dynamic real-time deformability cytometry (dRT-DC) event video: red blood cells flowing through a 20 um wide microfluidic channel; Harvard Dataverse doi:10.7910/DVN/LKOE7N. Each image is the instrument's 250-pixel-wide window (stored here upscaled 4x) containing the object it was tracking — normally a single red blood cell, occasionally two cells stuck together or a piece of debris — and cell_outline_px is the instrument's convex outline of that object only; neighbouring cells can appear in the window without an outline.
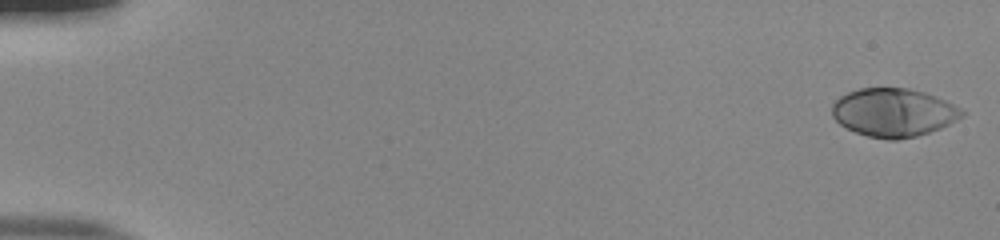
{"species": "human", "species_latin": "Homo sapiens", "temperature_condition": "room temperature", "stored_images_in_passage": 50, "camera_frame_rate_fps": 3000, "um_per_image_px": 0.085, "donor": {"sex": "male"}, "frame": {"image": 1, "passage_image": 1, "time_ms": 0.0, "image_size_px": [1000, 240], "cell_outline_px": [[964, 116], [940, 128], [916, 136], [896, 140], [888, 140], [868, 136], [856, 132], [840, 124], [832, 116], [832, 104], [840, 96], [848, 92], [860, 88], [908, 88], [924, 92], [936, 96], [960, 108], [964, 112]], "centroid_in_image_um": [75.93, 9.56], "position_along_channel_um": 9.1, "area_um2": 36.41}}
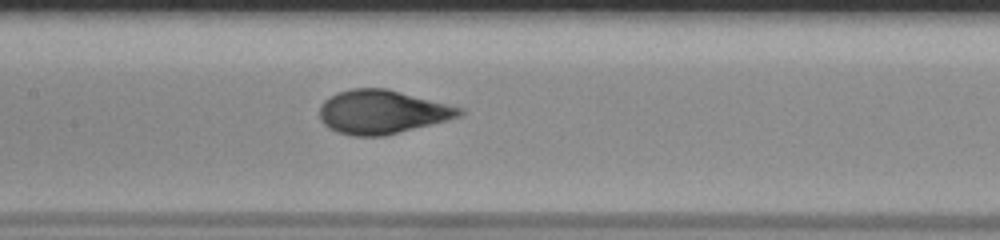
{"frame": {"image": 2, "passage_image": 27, "time_ms": 8.667, "image_size_px": [1000, 240], "cell_outline_px": [[464, 112], [460, 116], [400, 132], [384, 136], [352, 136], [336, 132], [328, 128], [320, 120], [320, 104], [324, 100], [336, 92], [352, 88], [384, 88], [464, 108]], "centroid_in_image_um": [32.42, 9.52], "position_along_channel_um": 175.0, "area_um2": 35.49}}
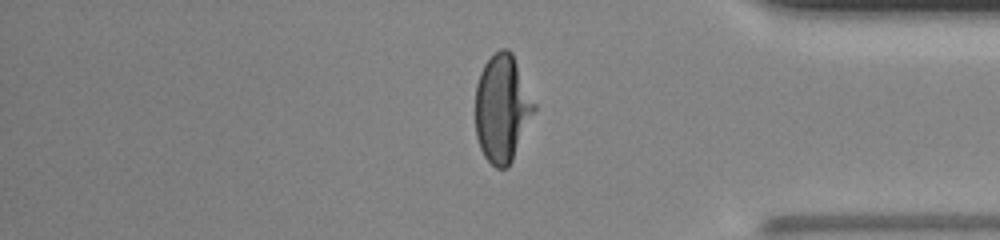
{"frame": {"image": 3, "passage_image": 45, "time_ms": 14.667, "image_size_px": [1000, 240], "cell_outline_px": [[536, 108], [512, 160], [508, 168], [496, 168], [484, 156], [480, 148], [476, 136], [476, 84], [480, 72], [484, 64], [500, 48], [508, 48], [512, 52], [536, 104]], "centroid_in_image_um": [42.68, 9.2], "position_along_channel_um": 392.5, "area_um2": 36.65}}